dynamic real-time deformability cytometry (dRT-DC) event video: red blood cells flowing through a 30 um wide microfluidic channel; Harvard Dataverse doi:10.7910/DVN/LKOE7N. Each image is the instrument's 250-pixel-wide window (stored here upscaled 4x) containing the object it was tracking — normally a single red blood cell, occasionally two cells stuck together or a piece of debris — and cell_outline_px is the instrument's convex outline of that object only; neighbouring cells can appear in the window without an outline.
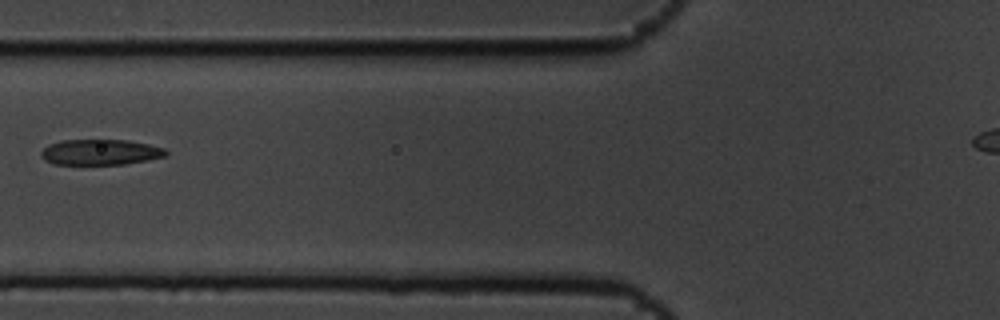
{"species": "common noctule bat (a hibernating species)", "species_latin": "Nyctalus noctula", "temperature_condition": "cold", "stored_images_in_passage": 6, "camera_frame_rate_fps": 3000, "um_per_image_px": 0.085, "animal": {"sex": "male", "body_mass_g": 19.5, "forearm_length_mm": 54.6}, "frame": {"image": 1, "passage_image": 6, "time_ms": 1.667, "image_size_px": [1000, 320], "cell_outline_px": [[168, 152], [164, 156], [148, 160], [124, 164], [52, 164], [44, 160], [40, 156], [40, 152], [48, 144], [60, 140], [128, 140], [148, 144], [164, 148]], "centroid_in_image_um": [8.48, 12.93], "position_along_channel_um": 117.3, "area_um2": 18.67}}